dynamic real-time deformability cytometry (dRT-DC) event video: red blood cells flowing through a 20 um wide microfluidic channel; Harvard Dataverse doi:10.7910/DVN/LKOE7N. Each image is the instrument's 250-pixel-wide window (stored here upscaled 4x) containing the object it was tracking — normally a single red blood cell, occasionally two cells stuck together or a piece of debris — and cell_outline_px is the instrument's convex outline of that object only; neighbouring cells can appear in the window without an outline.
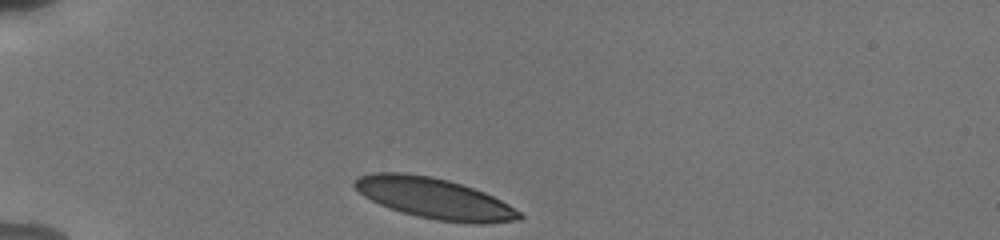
{"species": "human", "species_latin": "Homo sapiens", "temperature_condition": "cold", "stored_images_in_passage": 33, "camera_frame_rate_fps": 3000, "um_per_image_px": 0.085, "donor": {"sex": "male"}, "frame": {"image": 1, "passage_image": 1, "time_ms": 0.0, "image_size_px": [1000, 240], "cell_outline_px": [[524, 216], [520, 220], [484, 224], [476, 224], [436, 220], [416, 216], [380, 204], [364, 196], [352, 184], [356, 176], [372, 172], [404, 172], [432, 176], [448, 180], [484, 192], [508, 204], [520, 212]], "centroid_in_image_um": [36.91, 16.85], "position_along_channel_um": 48.1, "area_um2": 39.07}}
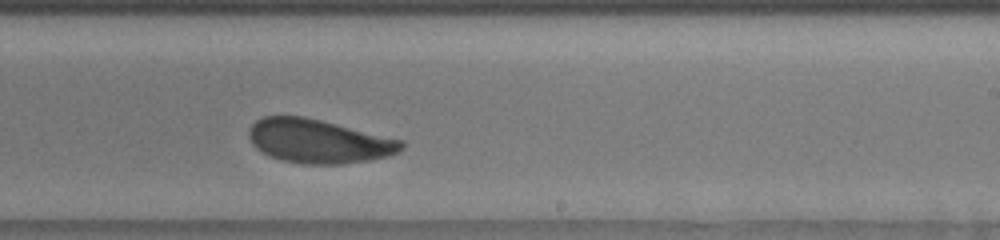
{"frame": {"image": 2, "passage_image": 21, "time_ms": 6.667, "image_size_px": [1000, 240], "cell_outline_px": [[404, 148], [400, 152], [388, 156], [368, 160], [340, 164], [304, 164], [280, 160], [256, 148], [252, 144], [248, 136], [248, 132], [252, 124], [256, 120], [264, 116], [304, 116], [404, 140]], "centroid_in_image_um": [27.1, 12.0], "position_along_channel_um": 261.9, "area_um2": 38.96}}
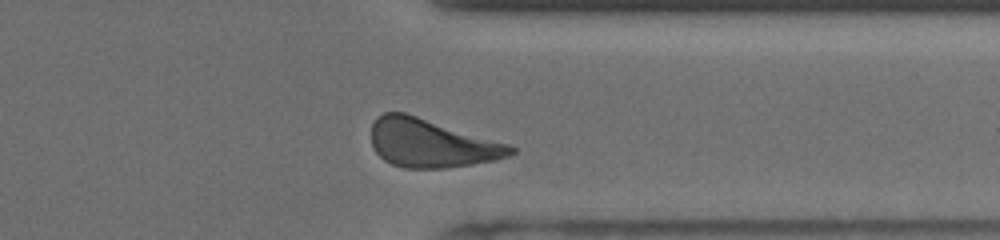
{"frame": {"image": 3, "passage_image": 30, "time_ms": 9.667, "image_size_px": [1000, 240], "cell_outline_px": [[516, 152], [512, 156], [496, 160], [472, 164], [444, 168], [404, 168], [392, 164], [384, 160], [376, 152], [372, 144], [372, 124], [376, 116], [384, 112], [404, 112], [508, 144], [516, 148]], "centroid_in_image_um": [36.66, 12.18], "position_along_channel_um": 374.7, "area_um2": 39.13}, "authors_computed_cell_mechanics": {"area_um2": 39.5352, "velocity_mm_per_s": 3.7531, "shape_relaxation_time_tau1_ms": 2.4147, "shape_relaxation_time_tau2_ms": 1.6777, "deformation_change_tau1": 0.1128, "deformation_change_tau2": 0.0735}}